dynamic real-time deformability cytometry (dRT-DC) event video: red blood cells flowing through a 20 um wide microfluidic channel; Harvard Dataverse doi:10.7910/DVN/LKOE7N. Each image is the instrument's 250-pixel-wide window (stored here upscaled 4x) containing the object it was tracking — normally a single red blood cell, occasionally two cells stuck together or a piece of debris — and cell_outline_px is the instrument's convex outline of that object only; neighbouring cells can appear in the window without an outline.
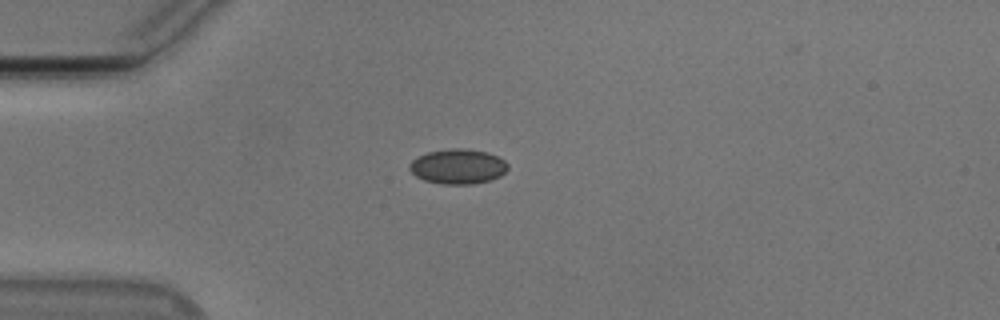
{"species": "Egyptian fruit bat (a non-hibernating species)", "species_latin": "Rousettus aegyptiacus", "temperature_condition": "cold", "stored_images_in_passage": 41, "camera_frame_rate_fps": 3000, "um_per_image_px": 0.085, "animal": {"sex": "male"}, "frame": {"image": 1, "passage_image": 1, "time_ms": 0.0, "image_size_px": [1000, 320], "cell_outline_px": [[508, 168], [500, 176], [492, 180], [472, 184], [444, 184], [424, 180], [416, 176], [408, 168], [408, 164], [412, 160], [428, 152], [452, 148], [460, 148], [488, 152], [504, 160], [508, 164]], "centroid_in_image_um": [38.93, 14.15], "position_along_channel_um": 46.1, "area_um2": 19.94}}
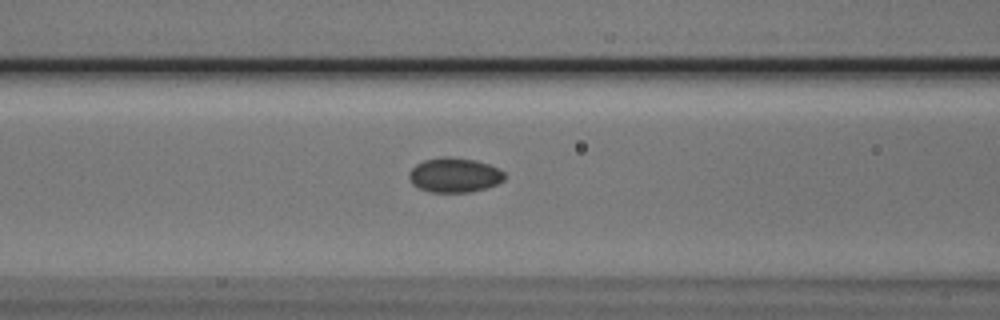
{"frame": {"image": 2, "passage_image": 9, "time_ms": 2.667, "image_size_px": [1000, 320], "cell_outline_px": [[504, 180], [496, 184], [484, 188], [468, 192], [428, 192], [412, 184], [408, 176], [408, 172], [416, 164], [424, 160], [444, 156], [448, 156], [476, 160], [488, 164], [504, 172]], "centroid_in_image_um": [38.59, 14.87], "position_along_channel_um": 128.0, "area_um2": 19.19}}
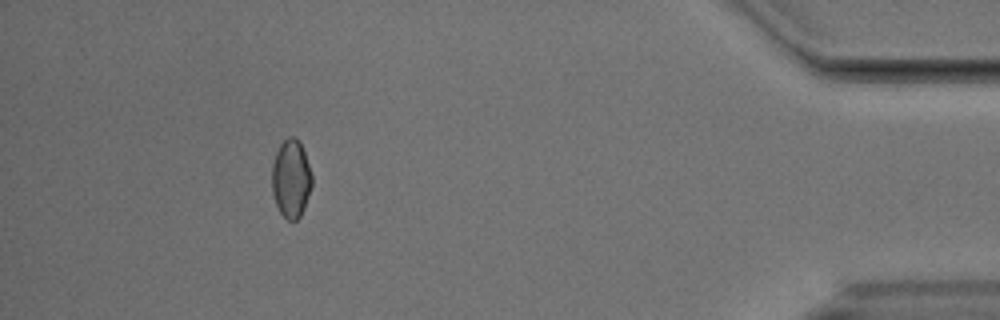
{"frame": {"image": 3, "passage_image": 36, "time_ms": 11.667, "image_size_px": [1000, 320], "cell_outline_px": [[312, 184], [304, 208], [300, 216], [296, 220], [288, 220], [280, 212], [276, 204], [272, 192], [272, 164], [276, 152], [280, 144], [288, 136], [296, 136], [300, 140], [312, 176]], "centroid_in_image_um": [24.73, 15.16], "position_along_channel_um": 410.5, "area_um2": 18.21}, "authors_computed_cell_mechanics": {"area_um2": 18.5538, "velocity_mm_per_s": 3.7691, "shape_relaxation_time_tau1_ms": 2.7779, "shape_relaxation_time_tau2_ms": 3.0307, "deformation_change_tau1": 0.0547, "deformation_change_tau2": 0.0381}}